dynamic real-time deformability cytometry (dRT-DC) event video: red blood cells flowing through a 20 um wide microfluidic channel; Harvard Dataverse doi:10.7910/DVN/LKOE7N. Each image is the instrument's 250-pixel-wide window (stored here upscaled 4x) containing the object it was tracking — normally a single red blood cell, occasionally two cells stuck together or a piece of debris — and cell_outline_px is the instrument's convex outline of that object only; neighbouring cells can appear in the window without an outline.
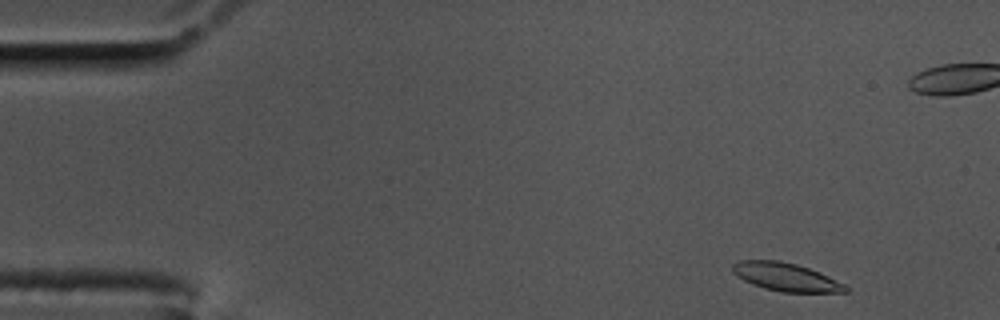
{"species": "common noctule bat (a hibernating species)", "species_latin": "Nyctalus noctula", "temperature_condition": "cold", "stored_images_in_passage": 56, "camera_frame_rate_fps": 3000, "um_per_image_px": 0.085, "animal": {"sex": "male", "body_mass_g": 17.5, "forearm_length_mm": 52.3}, "frame": {"image": 1, "passage_image": 3, "time_ms": 0.667, "image_size_px": [1000, 320], "cell_outline_px": [[848, 292], [784, 292], [768, 288], [744, 280], [732, 268], [732, 264], [744, 260], [776, 260], [808, 268], [848, 288]], "centroid_in_image_um": [66.77, 23.54], "position_along_channel_um": 18.2, "area_um2": 17.34}}
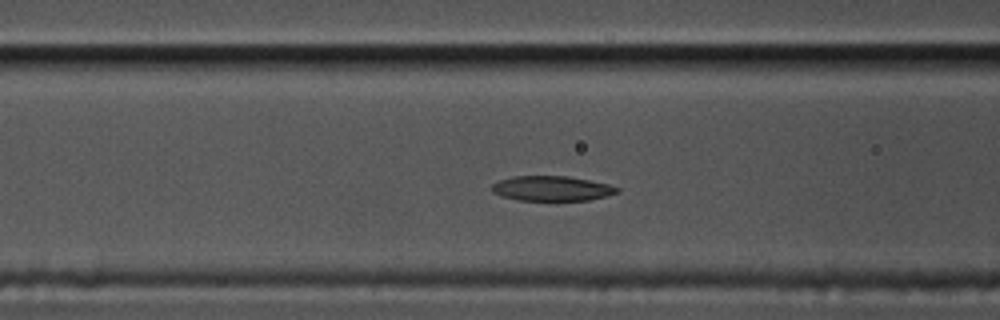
{"frame": {"image": 2, "passage_image": 20, "time_ms": 6.333, "image_size_px": [1000, 320], "cell_outline_px": [[620, 188], [616, 192], [604, 196], [588, 200], [520, 200], [504, 196], [496, 192], [492, 188], [492, 184], [500, 180], [516, 176], [564, 176], [588, 180], [608, 184]], "centroid_in_image_um": [46.91, 16.01], "position_along_channel_um": 119.7, "area_um2": 17.63}}
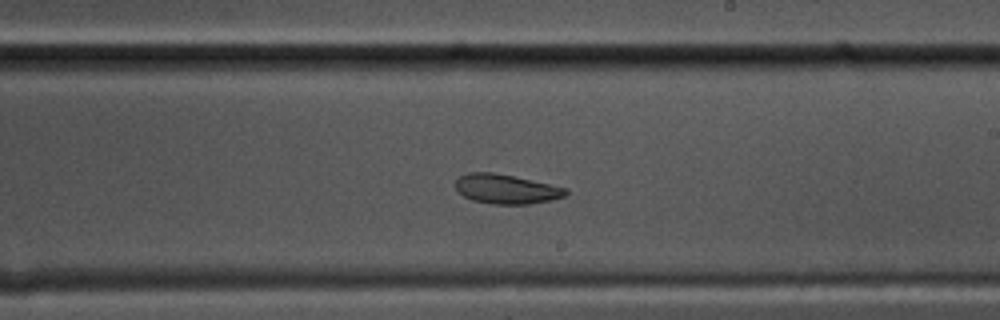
{"frame": {"image": 3, "passage_image": 31, "time_ms": 10.0, "image_size_px": [1000, 320], "cell_outline_px": [[568, 192], [564, 196], [548, 200], [524, 204], [496, 204], [476, 200], [464, 196], [456, 188], [456, 180], [460, 176], [472, 172], [488, 172], [512, 176], [548, 184], [564, 188]], "centroid_in_image_um": [42.99, 16.06], "position_along_channel_um": 246.0, "area_um2": 18.15}, "authors_computed_cell_mechanics": {"area_um2": 18.496, "velocity_mm_per_s": 3.4538, "shape_relaxation_time_tau1_ms": null, "shape_relaxation_time_tau2_ms": 5.0265, "deformation_change_tau1": null, "deformation_change_tau2": 0.0988}}